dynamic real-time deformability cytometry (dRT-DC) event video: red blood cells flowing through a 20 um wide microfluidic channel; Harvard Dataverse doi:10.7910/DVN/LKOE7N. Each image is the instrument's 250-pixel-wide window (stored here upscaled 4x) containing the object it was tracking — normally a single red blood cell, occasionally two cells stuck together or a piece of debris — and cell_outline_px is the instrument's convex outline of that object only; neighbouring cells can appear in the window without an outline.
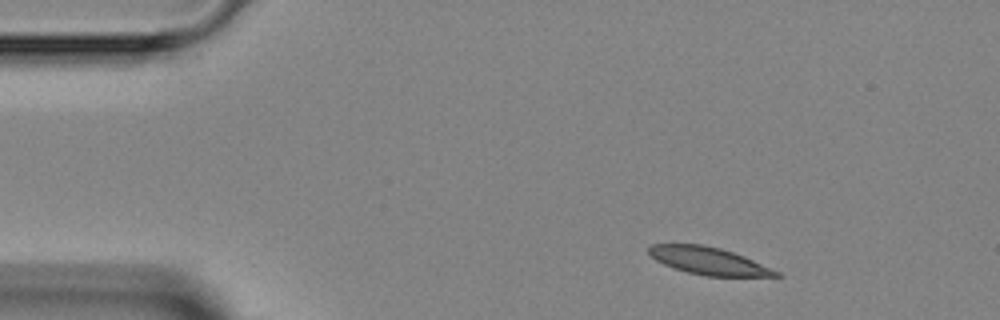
{"species": "Egyptian fruit bat (a non-hibernating species)", "species_latin": "Rousettus aegyptiacus", "temperature_condition": "room temperature", "stored_images_in_passage": 3, "camera_frame_rate_fps": 3000, "um_per_image_px": 0.085, "animal": {"sex": "female"}, "frame": {"image": 1, "passage_image": 1, "time_ms": 0.0, "image_size_px": [1000, 320], "cell_outline_px": [[784, 276], [704, 276], [672, 268], [656, 260], [648, 252], [648, 248], [652, 244], [700, 244], [720, 248], [744, 256], [780, 272]], "centroid_in_image_um": [60.22, 22.18], "position_along_channel_um": 24.8, "area_um2": 20.17}}